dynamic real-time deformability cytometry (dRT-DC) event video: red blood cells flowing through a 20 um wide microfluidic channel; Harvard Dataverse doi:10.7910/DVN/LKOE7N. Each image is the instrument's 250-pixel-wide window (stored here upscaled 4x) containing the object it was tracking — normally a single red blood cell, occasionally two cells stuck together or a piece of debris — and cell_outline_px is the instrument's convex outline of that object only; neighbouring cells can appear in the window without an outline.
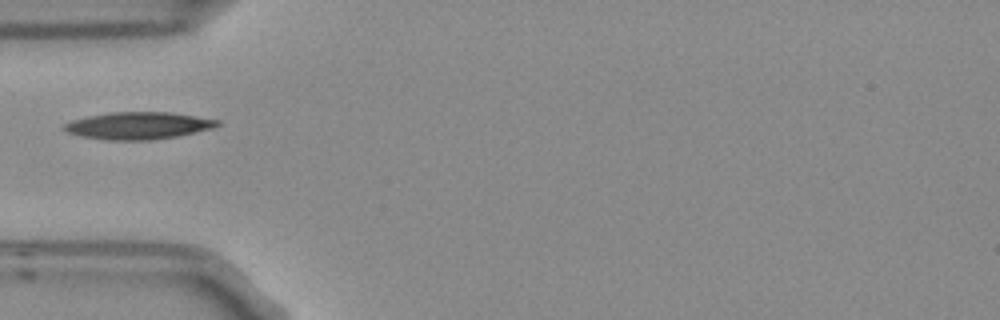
{"species": "Egyptian fruit bat (a non-hibernating species)", "species_latin": "Rousettus aegyptiacus", "temperature_condition": "room temperature", "stored_images_in_passage": 4, "camera_frame_rate_fps": 3000, "um_per_image_px": 0.085, "frame": {"image": 1, "passage_image": 1, "time_ms": 0.0, "image_size_px": [1000, 320], "cell_outline_px": [[220, 124], [212, 128], [196, 132], [176, 136], [152, 140], [108, 140], [80, 136], [68, 132], [60, 128], [64, 124], [72, 120], [88, 116], [112, 112], [172, 112], [220, 120]], "centroid_in_image_um": [11.74, 10.67], "position_along_channel_um": 73.3, "area_um2": 24.28}}